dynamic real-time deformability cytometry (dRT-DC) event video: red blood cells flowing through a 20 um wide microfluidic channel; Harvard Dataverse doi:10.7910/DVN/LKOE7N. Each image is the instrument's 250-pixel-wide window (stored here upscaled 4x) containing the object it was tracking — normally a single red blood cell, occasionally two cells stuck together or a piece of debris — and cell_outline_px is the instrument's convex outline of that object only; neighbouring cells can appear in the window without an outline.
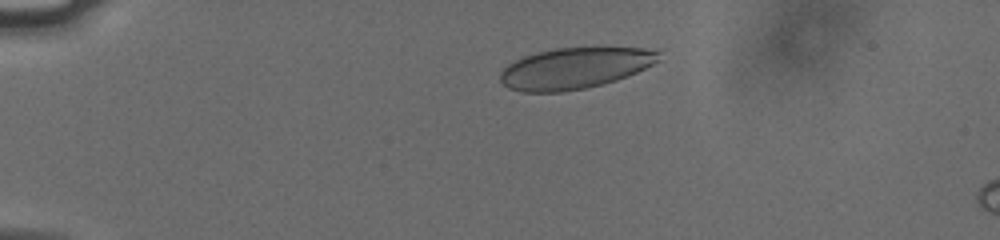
{"species": "human", "species_latin": "Homo sapiens", "temperature_condition": "cold", "stored_images_in_passage": 47, "camera_frame_rate_fps": 3000, "um_per_image_px": 0.085, "donor": {"sex": "male"}, "frame": {"image": 1, "passage_image": 4, "time_ms": 1.0, "image_size_px": [1000, 240], "cell_outline_px": [[660, 60], [628, 76], [616, 80], [584, 88], [564, 92], [520, 92], [508, 88], [500, 80], [500, 72], [508, 64], [524, 56], [556, 48], [640, 48], [660, 52]], "centroid_in_image_um": [48.82, 5.81], "position_along_channel_um": 36.2, "area_um2": 37.57}}
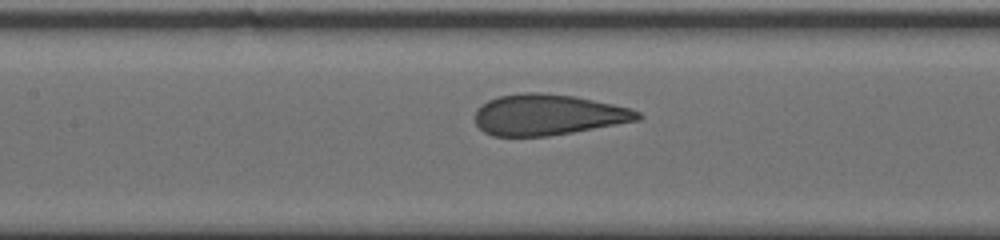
{"frame": {"image": 2, "passage_image": 19, "time_ms": 6.0, "image_size_px": [1000, 240], "cell_outline_px": [[644, 116], [640, 120], [572, 132], [548, 136], [492, 136], [484, 132], [476, 124], [476, 108], [488, 100], [500, 96], [524, 92], [540, 92], [576, 96], [612, 104], [628, 108], [640, 112]], "centroid_in_image_um": [46.57, 9.75], "position_along_channel_um": 160.8, "area_um2": 38.73}}
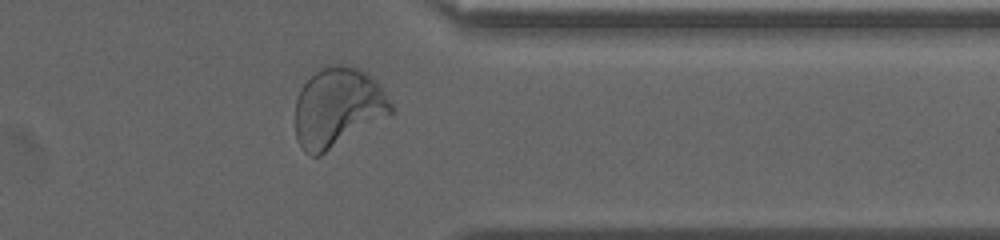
{"frame": {"image": 3, "passage_image": 37, "time_ms": 12.0, "image_size_px": [1000, 240], "cell_outline_px": [[392, 116], [320, 156], [312, 156], [304, 152], [300, 148], [296, 140], [296, 100], [300, 88], [320, 68], [328, 64], [344, 64], [356, 68], [364, 72], [376, 80], [392, 104]], "centroid_in_image_um": [28.72, 9.17], "position_along_channel_um": 382.7, "area_um2": 44.97}, "authors_computed_cell_mechanics": {"area_um2": 39.5352, "velocity_mm_per_s": 3.7734, "shape_relaxation_time_tau1_ms": 7.6744, "shape_relaxation_time_tau2_ms": null, "deformation_change_tau1": 0.1932, "deformation_change_tau2": null}}